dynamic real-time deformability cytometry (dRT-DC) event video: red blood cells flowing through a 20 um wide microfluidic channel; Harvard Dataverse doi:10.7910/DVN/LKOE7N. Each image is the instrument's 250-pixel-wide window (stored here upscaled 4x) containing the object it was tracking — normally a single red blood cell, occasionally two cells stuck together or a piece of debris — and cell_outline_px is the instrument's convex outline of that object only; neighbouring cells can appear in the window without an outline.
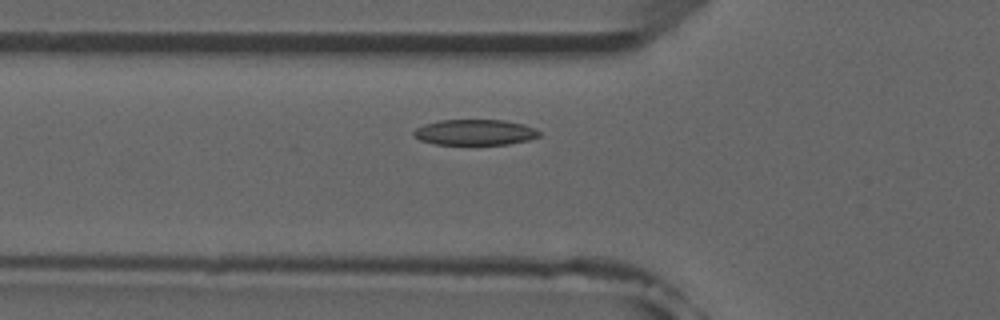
{"species": "common noctule bat (a hibernating species)", "species_latin": "Nyctalus noctula", "temperature_condition": "room temperature", "stored_images_in_passage": 43, "camera_frame_rate_fps": 3000, "um_per_image_px": 0.085, "animal": {"sex": "male", "forearm_length_mm": 52.5}, "frame": {"image": 1, "passage_image": 9, "time_ms": 2.667, "image_size_px": [1000, 320], "cell_outline_px": [[540, 136], [528, 140], [508, 144], [436, 144], [420, 140], [412, 136], [412, 132], [416, 128], [424, 124], [440, 120], [504, 120], [524, 124], [536, 128], [540, 132]], "centroid_in_image_um": [40.37, 11.24], "position_along_channel_um": 85.4, "area_um2": 18.84}}
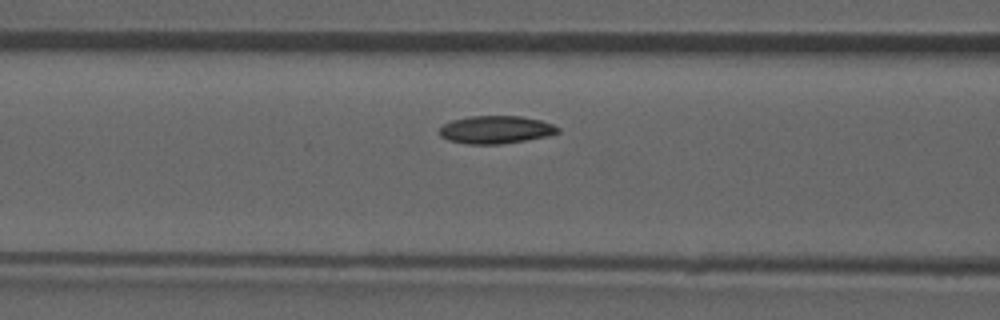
{"frame": {"image": 2, "passage_image": 12, "time_ms": 3.667, "image_size_px": [1000, 320], "cell_outline_px": [[560, 132], [548, 136], [500, 144], [468, 144], [448, 140], [440, 136], [440, 128], [444, 124], [452, 120], [468, 116], [520, 116], [540, 120], [552, 124], [560, 128]], "centroid_in_image_um": [42.14, 11.02], "position_along_channel_um": 124.5, "area_um2": 19.13}}
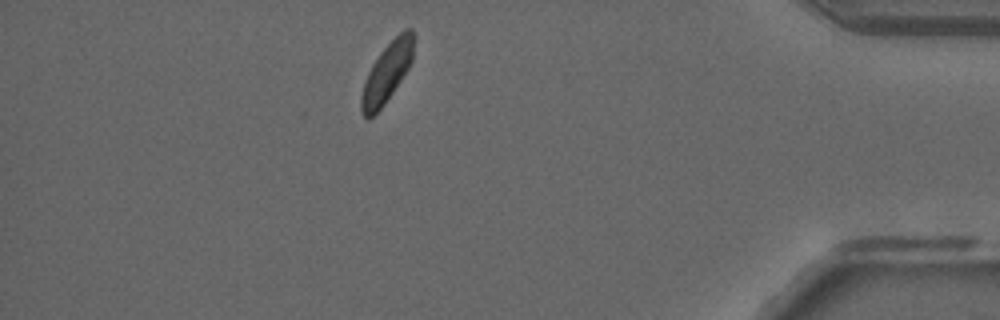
{"frame": {"image": 3, "passage_image": 37, "time_ms": 12.0, "image_size_px": [1000, 320], "cell_outline_px": [[416, 36], [412, 60], [408, 68], [384, 104], [368, 120], [360, 112], [360, 96], [368, 72], [372, 64], [380, 52], [404, 28], [412, 28]], "centroid_in_image_um": [32.9, 6.13], "position_along_channel_um": 402.3, "area_um2": 18.15}, "authors_computed_cell_mechanics": {"area_um2": 18.8428, "velocity_mm_per_s": 3.8583, "shape_relaxation_time_tau1_ms": 4.6404, "shape_relaxation_time_tau2_ms": null, "deformation_change_tau1": 0.1147, "deformation_change_tau2": null}}